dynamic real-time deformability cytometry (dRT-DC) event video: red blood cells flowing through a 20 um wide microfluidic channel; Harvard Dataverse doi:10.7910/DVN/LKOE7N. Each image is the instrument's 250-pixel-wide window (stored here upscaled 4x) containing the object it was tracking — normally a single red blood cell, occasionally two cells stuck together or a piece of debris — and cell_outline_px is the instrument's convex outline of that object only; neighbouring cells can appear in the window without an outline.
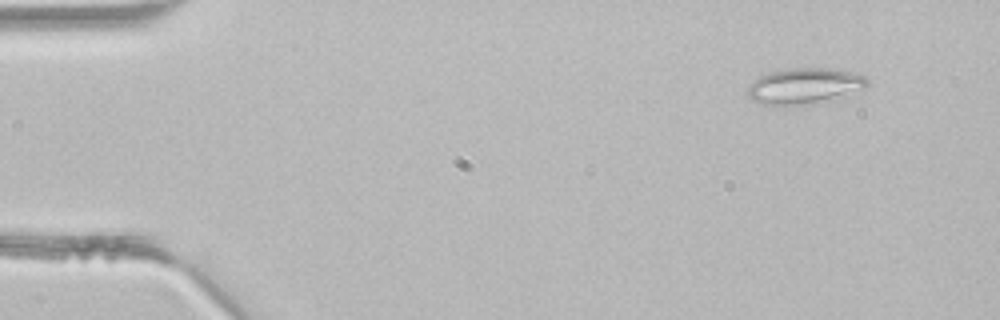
{"species": "common noctule bat (a hibernating species)", "species_latin": "Nyctalus noctula", "temperature_condition": "room temperature", "stored_images_in_passage": 4, "camera_frame_rate_fps": 3000, "um_per_image_px": 0.085, "animal": {"sex": "male", "body_mass_g": 21.5, "forearm_length_mm": 52.0}, "frame": {"image": 1, "passage_image": 1, "time_ms": 0.0, "image_size_px": [1000, 320], "cell_outline_px": [[868, 84], [864, 88], [836, 100], [816, 104], [764, 104], [752, 100], [744, 92], [748, 84], [752, 80], [760, 76], [772, 72], [788, 68], [832, 68], [864, 76], [868, 80]], "centroid_in_image_um": [68.36, 7.32], "position_along_channel_um": 16.6, "area_um2": 25.26}}